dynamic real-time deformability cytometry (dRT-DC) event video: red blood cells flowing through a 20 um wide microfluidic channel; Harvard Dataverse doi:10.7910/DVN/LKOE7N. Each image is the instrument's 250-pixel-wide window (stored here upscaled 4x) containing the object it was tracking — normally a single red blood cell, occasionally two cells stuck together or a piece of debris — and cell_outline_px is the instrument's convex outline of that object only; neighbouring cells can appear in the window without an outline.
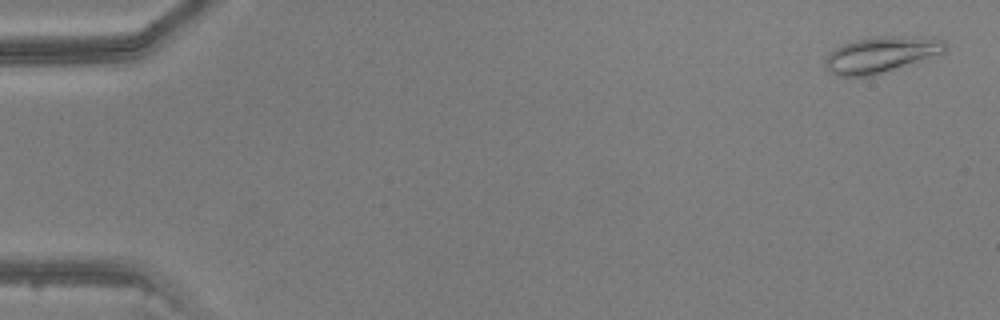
{"species": "common noctule bat (a hibernating species)", "species_latin": "Nyctalus noctula", "temperature_condition": "warm", "stored_images_in_passage": 46, "camera_frame_rate_fps": 3000, "um_per_image_px": 0.085, "animal": {"sex": "male", "body_mass_g": 20.5, "forearm_length_mm": 52.5}, "frame": {"image": 1, "passage_image": 2, "time_ms": 0.333, "image_size_px": [1000, 320], "cell_outline_px": [[948, 48], [944, 52], [872, 76], [836, 76], [824, 68], [824, 64], [828, 56], [836, 48], [844, 44], [856, 40], [880, 36], [932, 36], [944, 40], [948, 44]], "centroid_in_image_um": [74.93, 4.63], "position_along_channel_um": 10.1, "area_um2": 25.09}}
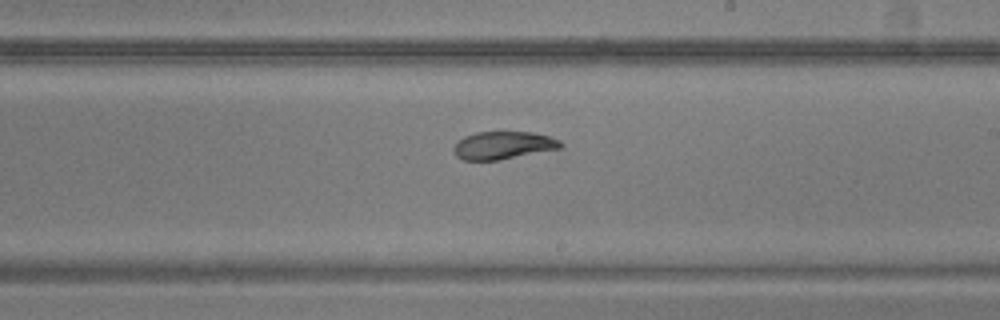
{"frame": {"image": 2, "passage_image": 29, "time_ms": 9.333, "image_size_px": [1000, 320], "cell_outline_px": [[564, 144], [560, 148], [500, 160], [464, 160], [456, 156], [452, 148], [456, 140], [464, 136], [476, 132], [532, 132], [548, 136], [560, 140]], "centroid_in_image_um": [42.73, 12.35], "position_along_channel_um": 246.3, "area_um2": 17.4}}
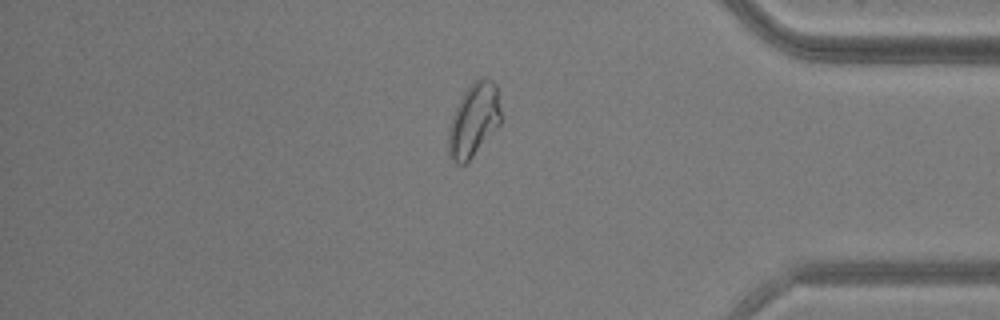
{"frame": {"image": 3, "passage_image": 41, "time_ms": 13.333, "image_size_px": [1000, 320], "cell_outline_px": [[500, 124], [472, 156], [464, 164], [456, 164], [448, 152], [448, 128], [452, 116], [464, 92], [480, 76], [484, 76], [492, 80], [496, 84], [500, 108]], "centroid_in_image_um": [40.27, 10.18], "position_along_channel_um": 394.9, "area_um2": 22.08}}